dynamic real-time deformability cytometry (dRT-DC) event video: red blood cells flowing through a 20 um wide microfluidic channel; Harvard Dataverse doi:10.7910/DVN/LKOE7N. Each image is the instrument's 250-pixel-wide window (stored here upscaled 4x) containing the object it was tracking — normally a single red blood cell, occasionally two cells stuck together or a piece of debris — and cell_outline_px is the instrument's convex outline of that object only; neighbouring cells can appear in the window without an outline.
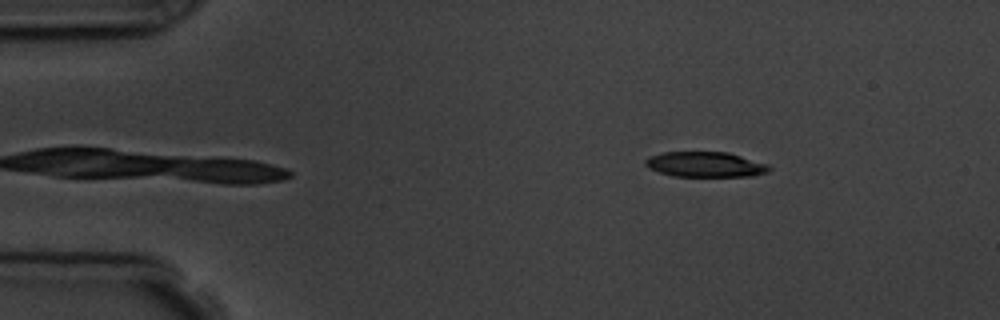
{"species": "common noctule bat (a hibernating species)", "species_latin": "Nyctalus noctula", "temperature_condition": "room temperature", "stored_images_in_passage": 5, "camera_frame_rate_fps": 3000, "um_per_image_px": 0.085, "animal": {"sex": "male", "body_mass_g": 19.5, "forearm_length_mm": 54.6}, "frame": {"image": 1, "passage_image": 5, "time_ms": 5.333, "image_size_px": [1000, 320], "cell_outline_px": [[772, 168], [768, 172], [752, 176], [676, 176], [660, 172], [648, 168], [644, 164], [644, 160], [648, 156], [660, 152], [728, 152], [768, 164]], "centroid_in_image_um": [59.93, 13.97], "position_along_channel_um": 25.1, "area_um2": 18.26}}